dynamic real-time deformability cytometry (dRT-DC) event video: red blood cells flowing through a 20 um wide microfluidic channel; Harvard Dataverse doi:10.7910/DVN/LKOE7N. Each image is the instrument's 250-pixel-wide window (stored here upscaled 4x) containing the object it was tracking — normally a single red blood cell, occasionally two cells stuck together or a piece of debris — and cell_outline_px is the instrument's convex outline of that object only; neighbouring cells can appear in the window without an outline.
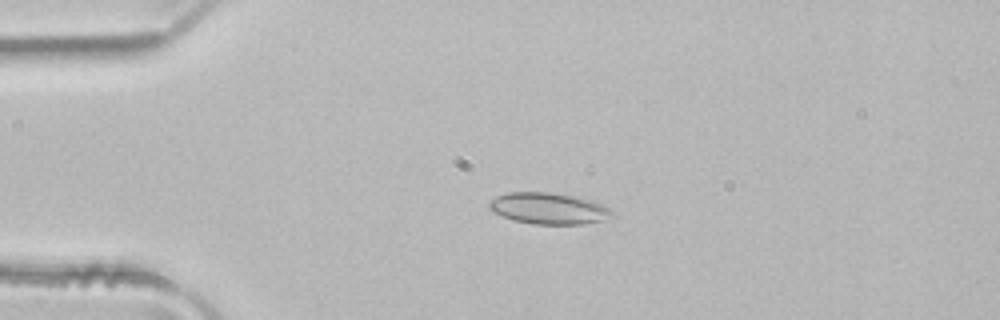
{"species": "common noctule bat (a hibernating species)", "species_latin": "Nyctalus noctula", "temperature_condition": "room temperature", "stored_images_in_passage": 4, "camera_frame_rate_fps": 3000, "um_per_image_px": 0.085, "animal": {"sex": "male", "body_mass_g": 21.5, "forearm_length_mm": 52.0}, "frame": {"image": 1, "passage_image": 2, "time_ms": 0.333, "image_size_px": [1000, 320], "cell_outline_px": [[612, 216], [600, 220], [580, 224], [532, 224], [512, 220], [492, 212], [488, 208], [488, 204], [496, 196], [508, 192], [548, 192], [576, 196], [600, 204], [608, 208], [612, 212]], "centroid_in_image_um": [46.55, 17.71], "position_along_channel_um": 38.5, "area_um2": 22.25}}
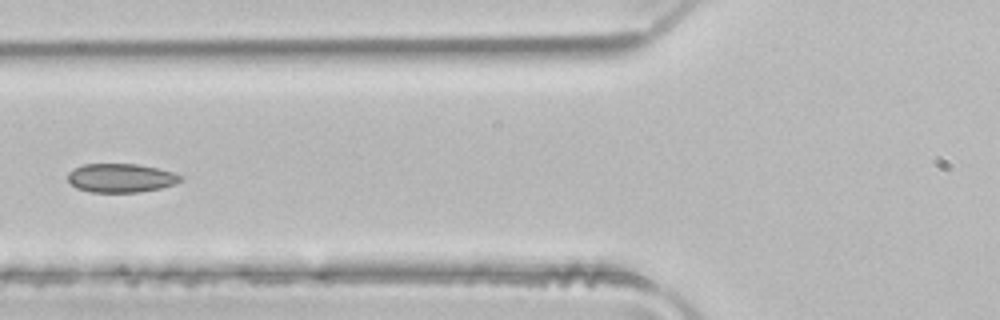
{"frame": {"image": 2, "passage_image": 4, "time_ms": 1.0, "image_size_px": [1000, 320], "cell_outline_px": [[184, 176], [180, 180], [172, 184], [160, 188], [140, 192], [92, 192], [76, 188], [68, 180], [68, 172], [72, 168], [84, 164], [136, 164], [156, 168], [172, 172]], "centroid_in_image_um": [10.23, 15.12], "position_along_channel_um": 115.6, "area_um2": 18.79}}